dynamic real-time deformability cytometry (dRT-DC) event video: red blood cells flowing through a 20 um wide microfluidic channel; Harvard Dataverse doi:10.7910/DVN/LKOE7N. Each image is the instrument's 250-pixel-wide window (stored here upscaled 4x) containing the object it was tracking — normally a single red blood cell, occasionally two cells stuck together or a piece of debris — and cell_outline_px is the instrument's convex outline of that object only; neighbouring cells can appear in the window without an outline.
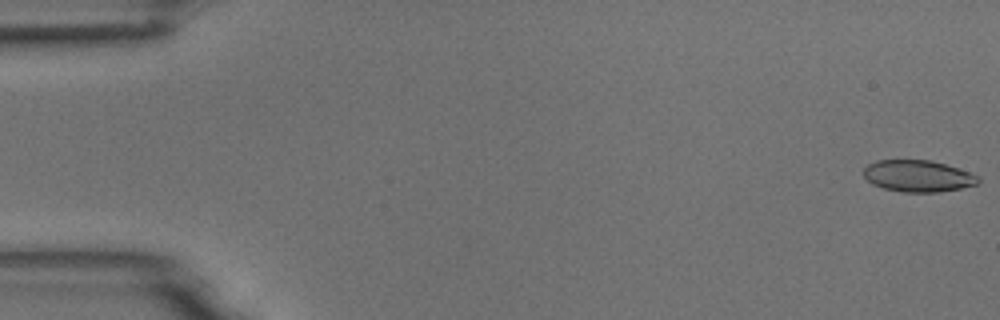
{"species": "common noctule bat (a hibernating species)", "species_latin": "Nyctalus noctula", "temperature_condition": "room temperature", "stored_images_in_passage": 55, "camera_frame_rate_fps": 3000, "um_per_image_px": 0.085, "animal": {"sex": "male", "body_mass_g": 18.8}, "frame": {"image": 1, "passage_image": 1, "time_ms": 0.0, "image_size_px": [1000, 320], "cell_outline_px": [[980, 180], [976, 184], [960, 188], [936, 192], [904, 192], [884, 188], [872, 184], [864, 176], [864, 168], [868, 164], [876, 160], [932, 160], [980, 176]], "centroid_in_image_um": [78.0, 14.95], "position_along_channel_um": 7.0, "area_um2": 20.92}}
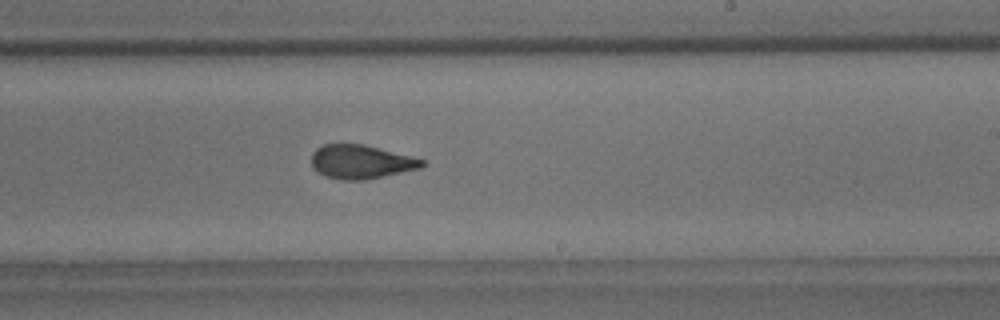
{"frame": {"image": 2, "passage_image": 33, "time_ms": 10.667, "image_size_px": [1000, 320], "cell_outline_px": [[424, 164], [420, 168], [384, 176], [364, 180], [340, 180], [324, 176], [312, 168], [312, 152], [316, 148], [324, 144], [364, 144], [412, 156], [424, 160]], "centroid_in_image_um": [30.65, 13.75], "position_along_channel_um": 258.3, "area_um2": 21.85}}
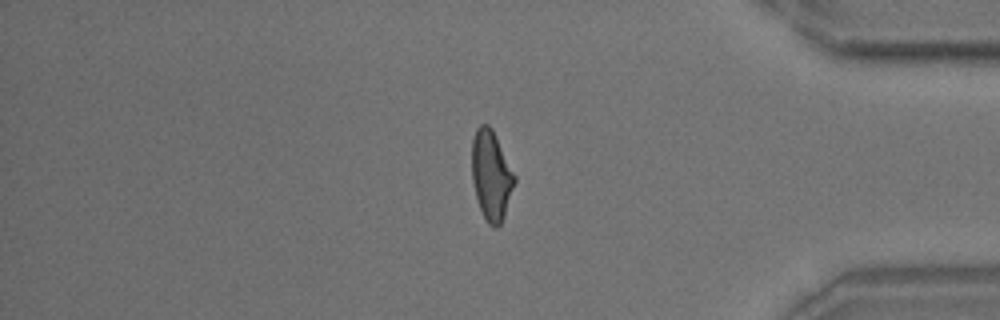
{"frame": {"image": 3, "passage_image": 46, "time_ms": 15.0, "image_size_px": [1000, 320], "cell_outline_px": [[516, 180], [504, 216], [500, 224], [496, 228], [492, 228], [488, 224], [480, 208], [476, 196], [472, 180], [472, 140], [476, 128], [480, 124], [488, 124], [492, 128], [516, 176]], "centroid_in_image_um": [41.75, 14.89], "position_along_channel_um": 393.4, "area_um2": 22.25}, "authors_computed_cell_mechanics": {"area_um2": 22.1374, "velocity_mm_per_s": 3.7161, "shape_relaxation_time_tau1_ms": 6.4165, "shape_relaxation_time_tau2_ms": 1.3812, "deformation_change_tau1": 0.1759, "deformation_change_tau2": 0.0772}}